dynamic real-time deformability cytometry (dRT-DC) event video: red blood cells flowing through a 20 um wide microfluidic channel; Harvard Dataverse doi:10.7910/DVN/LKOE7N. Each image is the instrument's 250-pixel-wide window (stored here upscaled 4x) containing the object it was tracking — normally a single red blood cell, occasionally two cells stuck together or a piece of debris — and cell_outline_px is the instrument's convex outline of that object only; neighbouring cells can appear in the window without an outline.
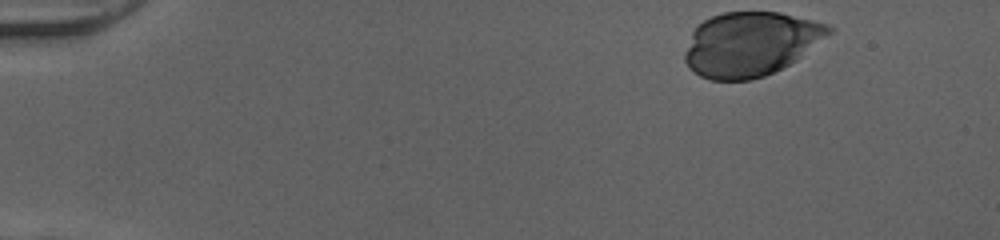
{"species": "human", "species_latin": "Homo sapiens", "temperature_condition": "cold", "stored_images_in_passage": 13, "camera_frame_rate_fps": 3000, "um_per_image_px": 0.085, "donor": {"sex": "female"}, "frame": {"image": 1, "passage_image": 1, "time_ms": 0.0, "image_size_px": [1000, 240], "cell_outline_px": [[832, 32], [796, 60], [764, 76], [752, 80], [712, 80], [700, 76], [688, 68], [684, 60], [684, 52], [692, 32], [704, 20], [712, 16], [724, 12], [780, 12], [828, 24], [832, 28]], "centroid_in_image_um": [63.76, 3.74], "position_along_channel_um": 21.2, "area_um2": 53.64}}
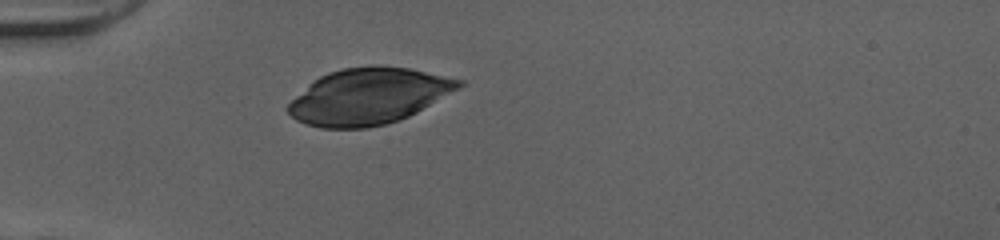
{"frame": {"image": 2, "passage_image": 11, "time_ms": 3.333, "image_size_px": [1000, 240], "cell_outline_px": [[464, 84], [460, 88], [416, 112], [408, 116], [388, 124], [368, 128], [320, 128], [304, 124], [296, 120], [288, 112], [288, 104], [308, 84], [320, 76], [328, 72], [344, 68], [372, 64], [380, 64], [408, 68], [464, 80]], "centroid_in_image_um": [31.32, 8.17], "position_along_channel_um": 53.7, "area_um2": 55.89}}